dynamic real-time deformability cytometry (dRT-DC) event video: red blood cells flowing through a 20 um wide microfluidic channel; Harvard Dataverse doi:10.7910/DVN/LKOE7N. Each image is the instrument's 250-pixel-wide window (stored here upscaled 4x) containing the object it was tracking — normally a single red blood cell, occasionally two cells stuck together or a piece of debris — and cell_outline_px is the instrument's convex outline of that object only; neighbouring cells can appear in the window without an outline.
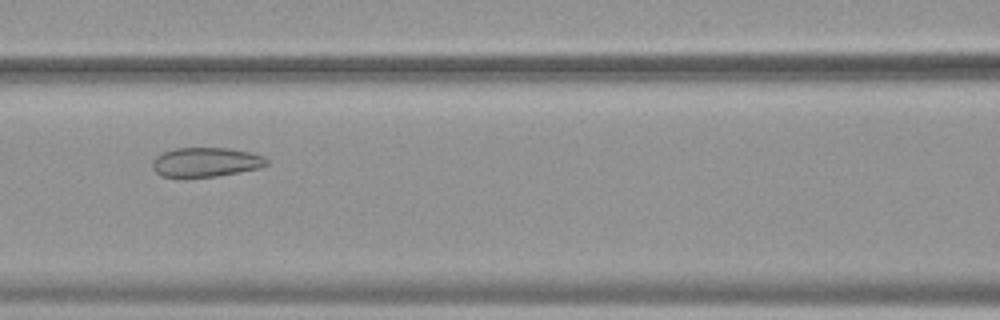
{"species": "common noctule bat (a hibernating species)", "species_latin": "Nyctalus noctula", "temperature_condition": "warm", "stored_images_in_passage": 54, "camera_frame_rate_fps": 3000, "um_per_image_px": 0.085, "animal": {"sex": "female", "body_mass_g": 19.9}, "frame": {"image": 1, "passage_image": 25, "time_ms": 8.0, "image_size_px": [1000, 320], "cell_outline_px": [[268, 164], [260, 168], [216, 176], [160, 176], [152, 168], [152, 160], [156, 156], [164, 152], [176, 148], [228, 148], [252, 152], [264, 156], [268, 160]], "centroid_in_image_um": [17.52, 13.77], "position_along_channel_um": 149.1, "area_um2": 19.42}}
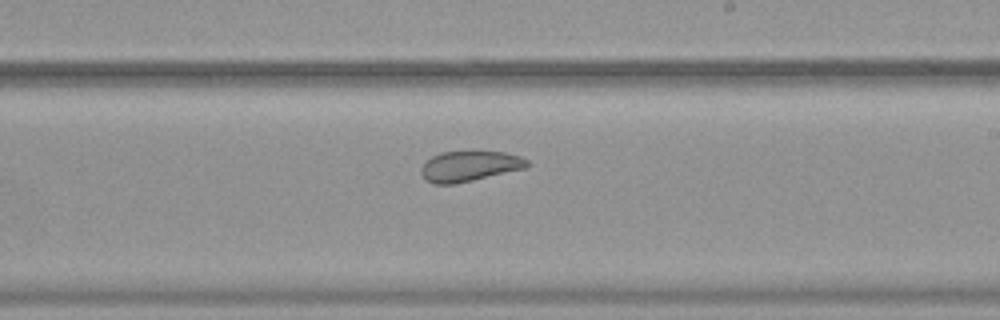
{"frame": {"image": 2, "passage_image": 33, "time_ms": 10.667, "image_size_px": [1000, 320], "cell_outline_px": [[532, 164], [524, 168], [456, 184], [432, 184], [424, 180], [420, 172], [420, 168], [432, 156], [440, 152], [504, 152], [520, 156], [528, 160]], "centroid_in_image_um": [39.88, 14.14], "position_along_channel_um": 249.1, "area_um2": 18.73}}
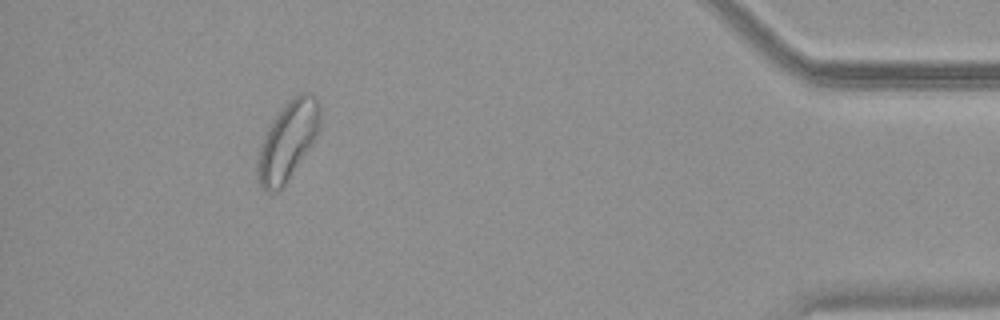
{"frame": {"image": 3, "passage_image": 50, "time_ms": 16.333, "image_size_px": [1000, 320], "cell_outline_px": [[320, 128], [316, 136], [284, 184], [280, 188], [272, 192], [264, 188], [256, 180], [256, 160], [264, 136], [268, 128], [276, 116], [288, 100], [292, 96], [300, 92], [312, 92], [316, 96], [320, 104]], "centroid_in_image_um": [24.46, 11.9], "position_along_channel_um": 410.7, "area_um2": 28.15}, "authors_computed_cell_mechanics": {"area_um2": 25.9233, "velocity_mm_per_s": 3.777, "shape_relaxation_time_tau1_ms": null, "shape_relaxation_time_tau2_ms": 1.6944, "deformation_change_tau1": null, "deformation_change_tau2": 0.0643}}